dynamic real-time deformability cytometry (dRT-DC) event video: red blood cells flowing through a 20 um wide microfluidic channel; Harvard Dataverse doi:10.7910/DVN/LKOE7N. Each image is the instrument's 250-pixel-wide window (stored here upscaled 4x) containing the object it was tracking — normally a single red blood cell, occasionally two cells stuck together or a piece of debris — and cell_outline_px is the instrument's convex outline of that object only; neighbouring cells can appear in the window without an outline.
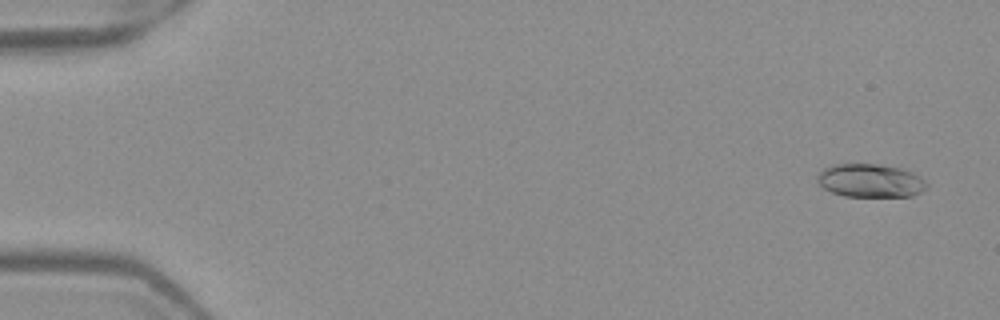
{"species": "Egyptian fruit bat (a non-hibernating species)", "species_latin": "Rousettus aegyptiacus", "temperature_condition": "warm", "stored_images_in_passage": 52, "camera_frame_rate_fps": 3000, "um_per_image_px": 0.085, "frame": {"image": 1, "passage_image": 3, "time_ms": 0.667, "image_size_px": [1000, 320], "cell_outline_px": [[928, 184], [920, 192], [912, 196], [844, 196], [832, 192], [824, 188], [816, 180], [816, 176], [824, 168], [832, 164], [876, 164], [900, 168], [912, 172], [920, 176]], "centroid_in_image_um": [73.96, 15.35], "position_along_channel_um": 11.0, "area_um2": 21.15}}
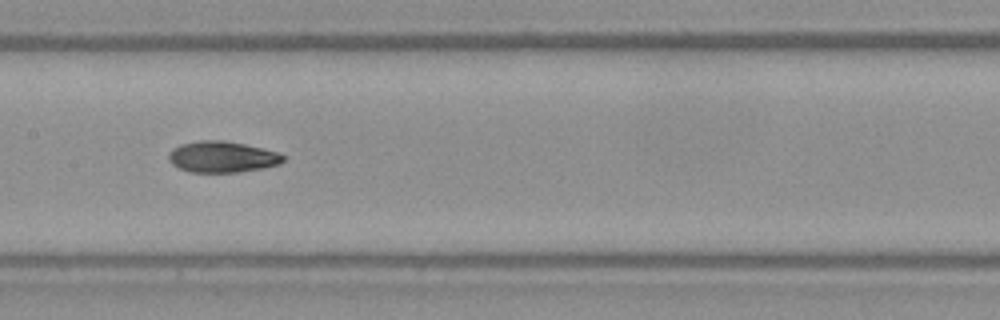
{"frame": {"image": 2, "passage_image": 27, "time_ms": 8.667, "image_size_px": [1000, 320], "cell_outline_px": [[284, 160], [280, 164], [264, 168], [236, 172], [188, 172], [172, 164], [168, 160], [168, 152], [172, 148], [180, 144], [200, 140], [224, 140], [244, 144], [276, 152], [284, 156]], "centroid_in_image_um": [18.84, 13.33], "position_along_channel_um": 188.6, "area_um2": 20.81}}
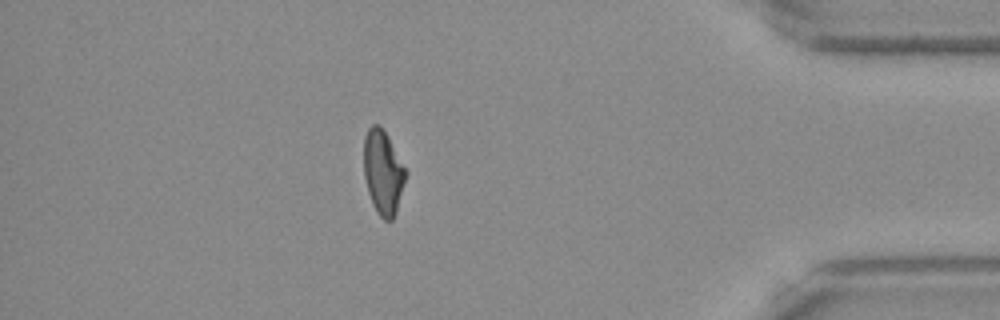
{"frame": {"image": 3, "passage_image": 46, "time_ms": 15.0, "image_size_px": [1000, 320], "cell_outline_px": [[408, 172], [396, 212], [392, 220], [384, 220], [376, 212], [372, 204], [368, 192], [364, 176], [364, 136], [368, 128], [372, 124], [380, 124]], "centroid_in_image_um": [32.55, 14.65], "position_along_channel_um": 402.6, "area_um2": 20.58}, "authors_computed_cell_mechanics": {"area_um2": 20.8658, "velocity_mm_per_s": 3.9957, "shape_relaxation_time_tau1_ms": 5.4039, "shape_relaxation_time_tau2_ms": 5.0729, "deformation_change_tau1": 0.1837, "deformation_change_tau2": 0.0992}}